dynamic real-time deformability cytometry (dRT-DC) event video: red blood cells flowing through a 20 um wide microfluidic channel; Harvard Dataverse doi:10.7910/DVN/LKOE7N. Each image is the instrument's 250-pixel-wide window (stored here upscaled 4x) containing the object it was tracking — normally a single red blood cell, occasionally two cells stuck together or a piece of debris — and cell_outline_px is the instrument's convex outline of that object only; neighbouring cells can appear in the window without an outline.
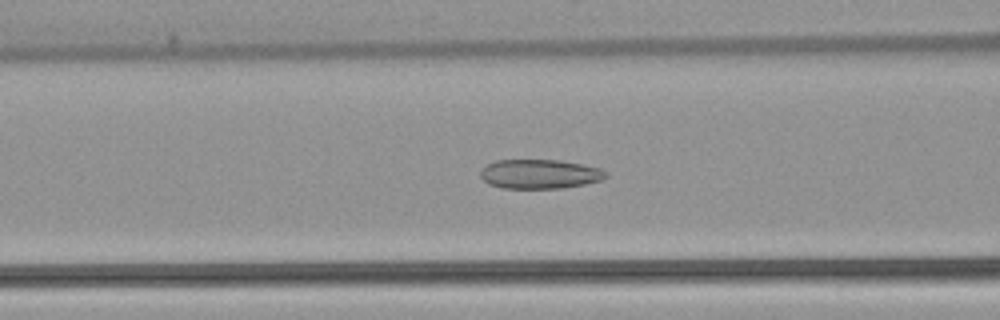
{"species": "common noctule bat (a hibernating species)", "species_latin": "Nyctalus noctula", "temperature_condition": "warm", "stored_images_in_passage": 40, "camera_frame_rate_fps": 3000, "um_per_image_px": 0.085, "animal": {"sex": "female", "body_mass_g": 22.7, "forearm_length_mm": 54.2}, "frame": {"image": 1, "passage_image": 9, "time_ms": 2.667, "image_size_px": [1000, 320], "cell_outline_px": [[608, 176], [600, 180], [584, 184], [564, 188], [500, 188], [488, 184], [480, 176], [480, 172], [488, 164], [496, 160], [560, 160], [600, 168], [608, 172]], "centroid_in_image_um": [45.88, 14.79], "position_along_channel_um": 120.7, "area_um2": 21.39}}
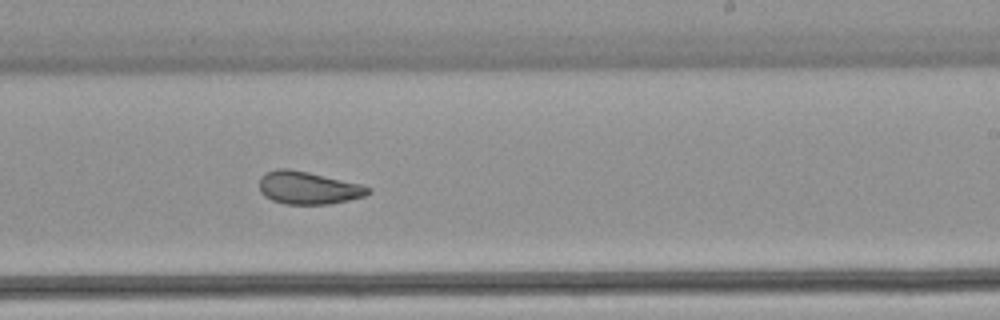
{"frame": {"image": 2, "passage_image": 20, "time_ms": 6.333, "image_size_px": [1000, 320], "cell_outline_px": [[372, 192], [364, 196], [348, 200], [328, 204], [284, 204], [272, 200], [264, 196], [260, 192], [260, 176], [264, 172], [276, 168], [288, 168], [308, 172], [360, 184], [372, 188]], "centroid_in_image_um": [26.17, 15.96], "position_along_channel_um": 262.8, "area_um2": 20.81}}
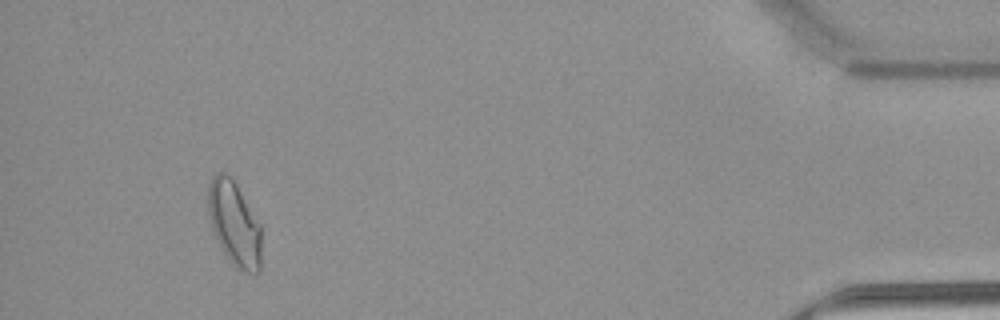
{"frame": {"image": 3, "passage_image": 37, "time_ms": 12.0, "image_size_px": [1000, 320], "cell_outline_px": [[260, 272], [240, 272], [228, 260], [216, 240], [212, 232], [208, 216], [208, 184], [212, 176], [220, 172], [228, 172], [236, 184], [260, 224]], "centroid_in_image_um": [19.88, 19.01], "position_along_channel_um": 415.3, "area_um2": 26.47}, "authors_computed_cell_mechanics": {"area_um2": 22.3397, "velocity_mm_per_s": 3.8833, "shape_relaxation_time_tau1_ms": null, "shape_relaxation_time_tau2_ms": 1.4818, "deformation_change_tau1": null, "deformation_change_tau2": 0.0695}}